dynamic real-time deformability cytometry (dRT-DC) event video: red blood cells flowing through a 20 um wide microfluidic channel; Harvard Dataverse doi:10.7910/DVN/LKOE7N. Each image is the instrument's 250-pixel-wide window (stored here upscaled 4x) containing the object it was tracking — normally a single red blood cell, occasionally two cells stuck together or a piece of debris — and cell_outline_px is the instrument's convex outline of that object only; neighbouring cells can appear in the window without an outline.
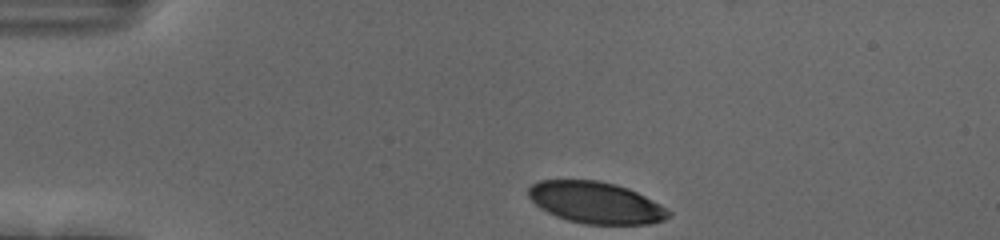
{"species": "human", "species_latin": "Homo sapiens", "temperature_condition": "cold", "stored_images_in_passage": 35, "camera_frame_rate_fps": 3000, "um_per_image_px": 0.085, "donor": {"sex": "female"}, "frame": {"image": 1, "passage_image": 1, "time_ms": 0.0, "image_size_px": [1000, 240], "cell_outline_px": [[672, 216], [664, 220], [648, 224], [584, 224], [568, 220], [556, 216], [540, 208], [528, 196], [528, 188], [532, 184], [540, 180], [596, 180], [616, 184], [628, 188], [660, 204], [672, 212]], "centroid_in_image_um": [50.65, 17.22], "position_along_channel_um": 34.3, "area_um2": 33.93}}
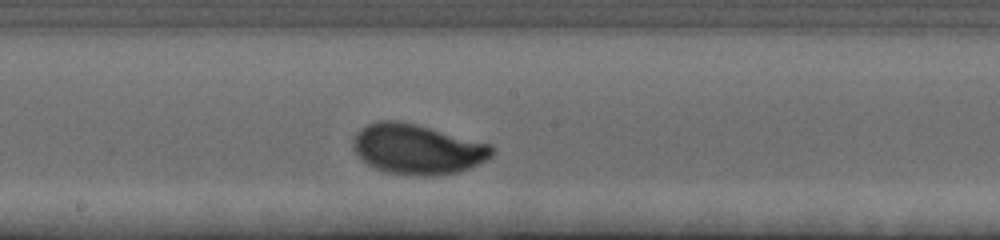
{"frame": {"image": 2, "passage_image": 20, "time_ms": 6.333, "image_size_px": [1000, 240], "cell_outline_px": [[492, 156], [460, 172], [436, 176], [416, 176], [388, 172], [376, 168], [360, 160], [352, 144], [352, 140], [356, 132], [360, 128], [368, 124], [380, 120], [396, 120], [492, 144]], "centroid_in_image_um": [35.43, 12.69], "position_along_channel_um": 212.8, "area_um2": 40.23}}
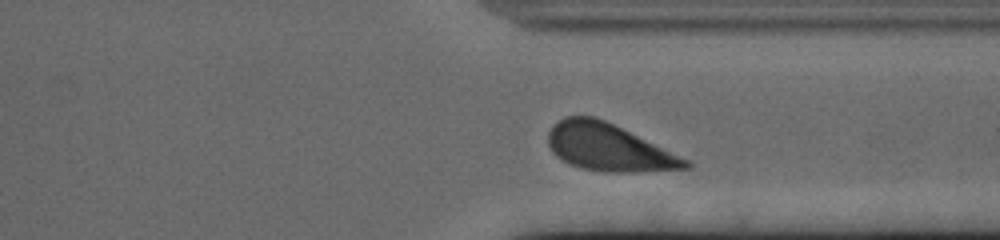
{"frame": {"image": 3, "passage_image": 32, "time_ms": 10.333, "image_size_px": [1000, 240], "cell_outline_px": [[692, 168], [632, 172], [604, 172], [580, 168], [568, 164], [556, 156], [552, 152], [548, 144], [548, 132], [564, 116], [592, 116], [604, 120], [688, 160], [692, 164]], "centroid_in_image_um": [51.69, 12.55], "position_along_channel_um": 359.7, "area_um2": 37.28}, "authors_computed_cell_mechanics": {"area_um2": 38.0324, "velocity_mm_per_s": 3.6617, "shape_relaxation_time_tau1_ms": 2.9559, "shape_relaxation_time_tau2_ms": null, "deformation_change_tau1": 0.1605, "deformation_change_tau2": null}}